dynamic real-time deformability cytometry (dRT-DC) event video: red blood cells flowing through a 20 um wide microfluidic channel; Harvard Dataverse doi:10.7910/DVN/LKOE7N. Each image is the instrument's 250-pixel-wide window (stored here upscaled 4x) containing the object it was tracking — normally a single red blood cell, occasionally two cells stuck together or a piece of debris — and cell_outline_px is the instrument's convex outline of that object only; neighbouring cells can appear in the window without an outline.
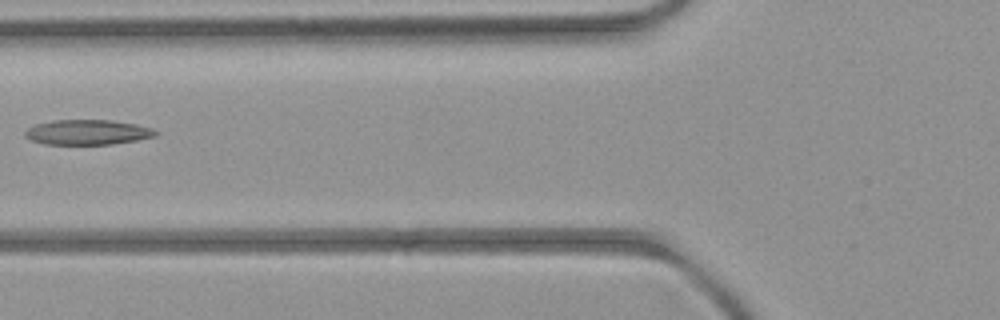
{"species": "common noctule bat (a hibernating species)", "species_latin": "Nyctalus noctula", "temperature_condition": "room temperature", "stored_images_in_passage": 7, "camera_frame_rate_fps": 3000, "um_per_image_px": 0.085, "animal": {"sex": "female", "body_mass_g": 21.9}, "frame": {"image": 1, "passage_image": 6, "time_ms": 6.333, "image_size_px": [1000, 320], "cell_outline_px": [[160, 132], [156, 136], [136, 140], [112, 144], [44, 144], [32, 140], [24, 136], [24, 132], [28, 128], [36, 124], [52, 120], [108, 120], [136, 124], [152, 128]], "centroid_in_image_um": [7.45, 11.24], "position_along_channel_um": 118.4, "area_um2": 19.02}}
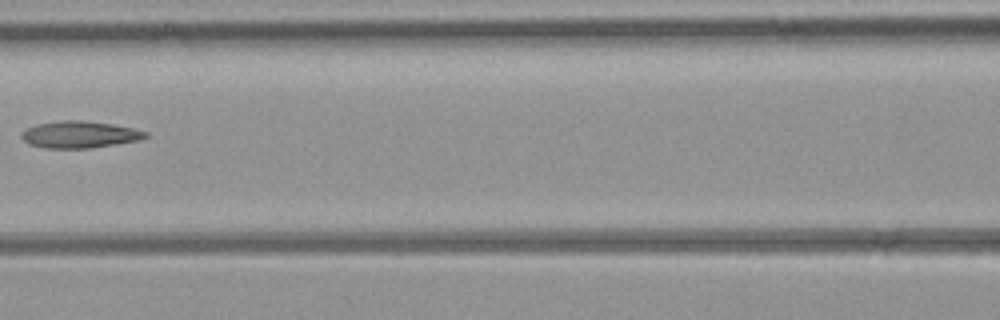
{"frame": {"image": 2, "passage_image": 7, "time_ms": 7.333, "image_size_px": [1000, 320], "cell_outline_px": [[148, 136], [136, 140], [116, 144], [92, 148], [44, 148], [28, 144], [20, 136], [28, 128], [36, 124], [64, 120], [80, 120], [112, 124], [132, 128], [148, 132]], "centroid_in_image_um": [6.75, 11.44], "position_along_channel_um": 159.9, "area_um2": 19.19}}